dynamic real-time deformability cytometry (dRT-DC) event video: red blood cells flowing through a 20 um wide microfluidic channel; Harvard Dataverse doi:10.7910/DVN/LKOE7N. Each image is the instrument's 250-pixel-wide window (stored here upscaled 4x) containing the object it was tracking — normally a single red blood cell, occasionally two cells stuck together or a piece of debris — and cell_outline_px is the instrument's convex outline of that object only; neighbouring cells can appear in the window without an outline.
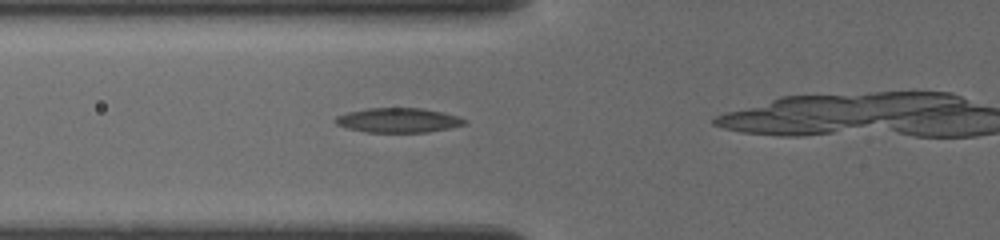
{"species": "common noctule bat (a hibernating species)", "species_latin": "Nyctalus noctula", "temperature_condition": "cold", "stored_images_in_passage": 18, "camera_frame_rate_fps": 3000, "um_per_image_px": 0.085, "animal": {"sex": "female", "body_mass_g": 19.5, "forearm_length_mm": 54.1}, "frame": {"image": 1, "passage_image": 6, "time_ms": 3.0, "image_size_px": [1000, 240], "cell_outline_px": [[468, 124], [428, 132], [368, 132], [348, 128], [336, 124], [332, 120], [336, 116], [348, 112], [368, 108], [420, 108], [440, 112], [456, 116], [468, 120]], "centroid_in_image_um": [33.84, 10.22], "position_along_channel_um": 92.0, "area_um2": 18.38}}
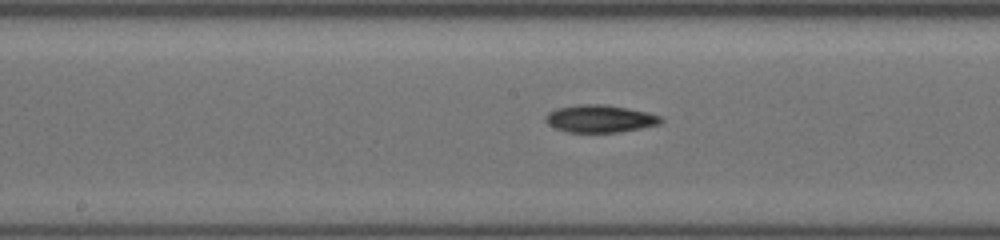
{"frame": {"image": 2, "passage_image": 11, "time_ms": 5.667, "image_size_px": [1000, 240], "cell_outline_px": [[664, 120], [660, 124], [620, 132], [568, 132], [556, 128], [548, 124], [544, 120], [544, 116], [548, 112], [556, 108], [576, 104], [604, 104], [628, 108], [648, 112], [660, 116]], "centroid_in_image_um": [50.98, 10.08], "position_along_channel_um": 197.2, "area_um2": 18.61}}
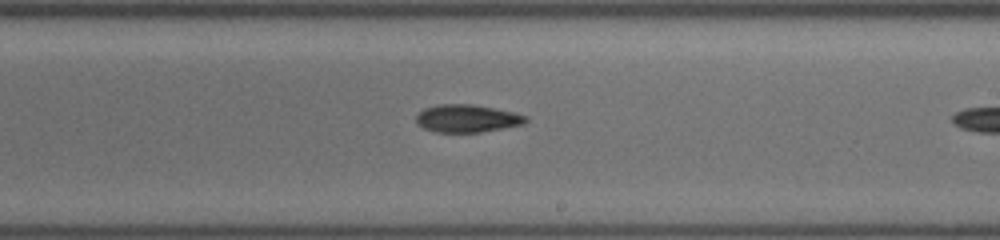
{"frame": {"image": 3, "passage_image": 13, "time_ms": 7.0, "image_size_px": [1000, 240], "cell_outline_px": [[528, 120], [524, 124], [480, 132], [432, 132], [424, 128], [416, 120], [416, 116], [424, 108], [440, 104], [472, 104], [512, 112], [528, 116]], "centroid_in_image_um": [39.7, 10.07], "position_along_channel_um": 249.3, "area_um2": 17.51}}